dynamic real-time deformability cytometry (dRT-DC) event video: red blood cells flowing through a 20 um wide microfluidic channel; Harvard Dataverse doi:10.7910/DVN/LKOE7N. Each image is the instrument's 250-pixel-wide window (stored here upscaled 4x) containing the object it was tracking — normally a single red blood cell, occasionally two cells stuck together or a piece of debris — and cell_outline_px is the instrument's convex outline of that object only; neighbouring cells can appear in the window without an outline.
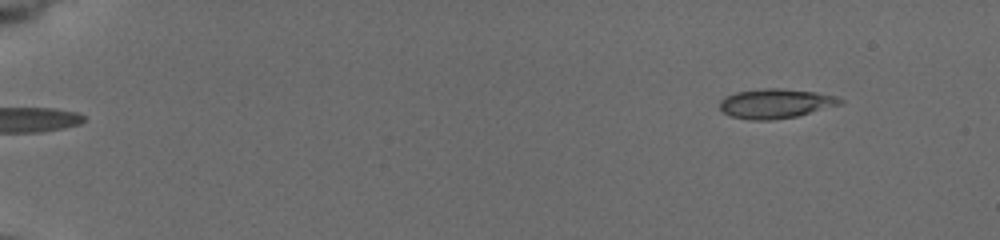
{"species": "common noctule bat (a hibernating species)", "species_latin": "Nyctalus noctula", "temperature_condition": "cold", "stored_images_in_passage": 54, "camera_frame_rate_fps": 3000, "um_per_image_px": 0.085, "animal": {"sex": "female", "body_mass_g": 19.5, "forearm_length_mm": 54.1}, "frame": {"image": 1, "passage_image": 1, "time_ms": 0.0, "image_size_px": [1000, 240], "cell_outline_px": [[844, 104], [796, 116], [772, 120], [752, 120], [732, 116], [724, 112], [720, 108], [720, 100], [724, 96], [736, 92], [764, 88], [780, 88], [816, 92], [836, 96], [844, 100]], "centroid_in_image_um": [65.95, 8.79], "position_along_channel_um": 19.0, "area_um2": 20.75}}
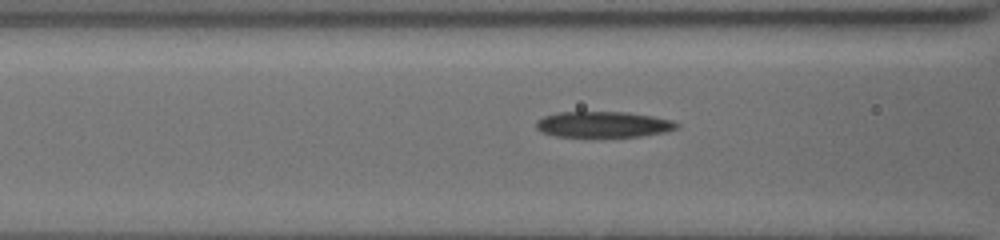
{"frame": {"image": 2, "passage_image": 23, "time_ms": 6.333, "image_size_px": [1000, 240], "cell_outline_px": [[680, 124], [676, 128], [664, 132], [640, 136], [592, 140], [556, 136], [540, 132], [536, 128], [536, 120], [544, 116], [556, 112], [628, 112], [652, 116], [672, 120]], "centroid_in_image_um": [51.21, 10.62], "position_along_channel_um": 115.4, "area_um2": 22.31}}
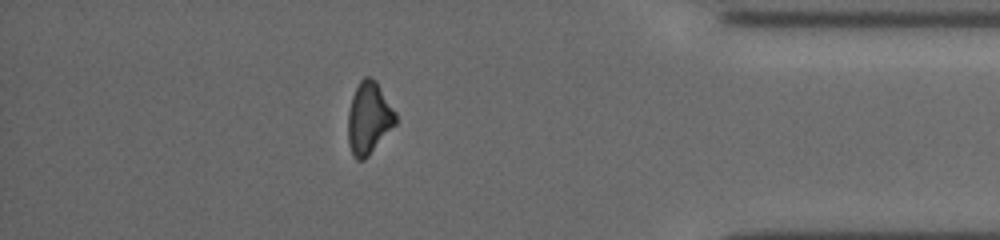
{"frame": {"image": 3, "passage_image": 46, "time_ms": 14.667, "image_size_px": [1000, 240], "cell_outline_px": [[396, 124], [368, 156], [364, 160], [356, 160], [352, 156], [348, 144], [348, 112], [352, 96], [360, 80], [364, 76], [368, 76], [376, 80], [396, 112]], "centroid_in_image_um": [31.34, 10.05], "position_along_channel_um": 403.9, "area_um2": 20.11}, "authors_computed_cell_mechanics": {"area_um2": 20.7213, "velocity_mm_per_s": 3.7894, "shape_relaxation_time_tau1_ms": 3.2777, "shape_relaxation_time_tau2_ms": 8.7962, "deformation_change_tau1": 0.1294, "deformation_change_tau2": 0.2407}}